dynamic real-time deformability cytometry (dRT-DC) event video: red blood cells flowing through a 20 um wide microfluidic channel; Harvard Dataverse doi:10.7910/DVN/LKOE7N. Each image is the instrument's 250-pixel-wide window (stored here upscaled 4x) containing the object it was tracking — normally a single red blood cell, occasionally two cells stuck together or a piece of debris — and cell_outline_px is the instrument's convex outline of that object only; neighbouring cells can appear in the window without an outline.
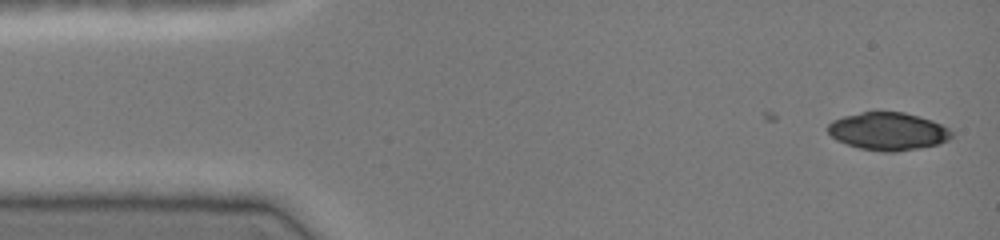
{"species": "common noctule bat (a hibernating species)", "species_latin": "Nyctalus noctula", "temperature_condition": "cold", "stored_images_in_passage": 7, "camera_frame_rate_fps": 3000, "um_per_image_px": 0.085, "animal": {"sex": "female", "body_mass_g": 19.0, "forearm_length_mm": 51.5}, "frame": {"image": 1, "passage_image": 1, "time_ms": 0.0, "image_size_px": [1000, 240], "cell_outline_px": [[952, 136], [948, 140], [936, 144], [896, 152], [884, 152], [860, 148], [836, 140], [828, 132], [828, 124], [832, 120], [844, 116], [864, 112], [904, 112], [920, 116], [932, 120], [948, 128], [952, 132]], "centroid_in_image_um": [75.48, 11.15], "position_along_channel_um": 9.5, "area_um2": 26.99}}